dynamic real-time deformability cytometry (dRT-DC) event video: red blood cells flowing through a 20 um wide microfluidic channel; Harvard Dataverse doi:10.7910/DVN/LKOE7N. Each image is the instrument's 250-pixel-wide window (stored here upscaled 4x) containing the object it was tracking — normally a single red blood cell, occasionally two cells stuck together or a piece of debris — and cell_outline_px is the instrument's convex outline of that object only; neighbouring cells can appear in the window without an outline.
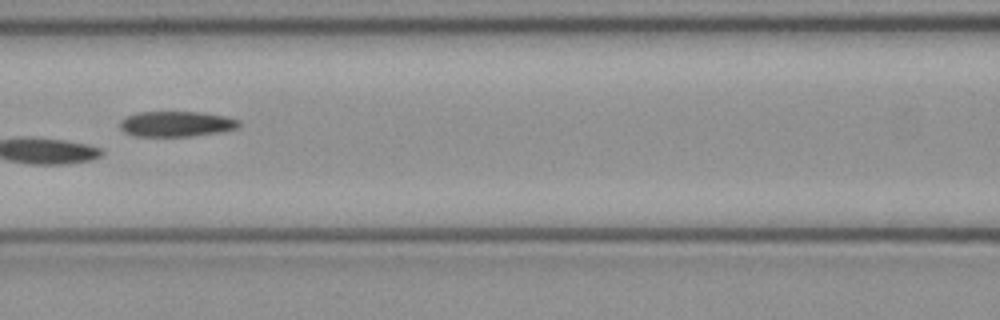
{"species": "common noctule bat (a hibernating species)", "species_latin": "Nyctalus noctula", "temperature_condition": "cold", "stored_images_in_passage": 6, "camera_frame_rate_fps": 3000, "um_per_image_px": 0.085, "animal": {"sex": "female", "body_mass_g": 21.9}, "frame": {"image": 1, "passage_image": 6, "time_ms": 1.667, "image_size_px": [1000, 320], "cell_outline_px": [[240, 128], [224, 132], [192, 136], [132, 136], [124, 132], [120, 128], [120, 120], [136, 112], [200, 112], [224, 116], [240, 120]], "centroid_in_image_um": [15.02, 10.54], "position_along_channel_um": 151.6, "area_um2": 17.86}}